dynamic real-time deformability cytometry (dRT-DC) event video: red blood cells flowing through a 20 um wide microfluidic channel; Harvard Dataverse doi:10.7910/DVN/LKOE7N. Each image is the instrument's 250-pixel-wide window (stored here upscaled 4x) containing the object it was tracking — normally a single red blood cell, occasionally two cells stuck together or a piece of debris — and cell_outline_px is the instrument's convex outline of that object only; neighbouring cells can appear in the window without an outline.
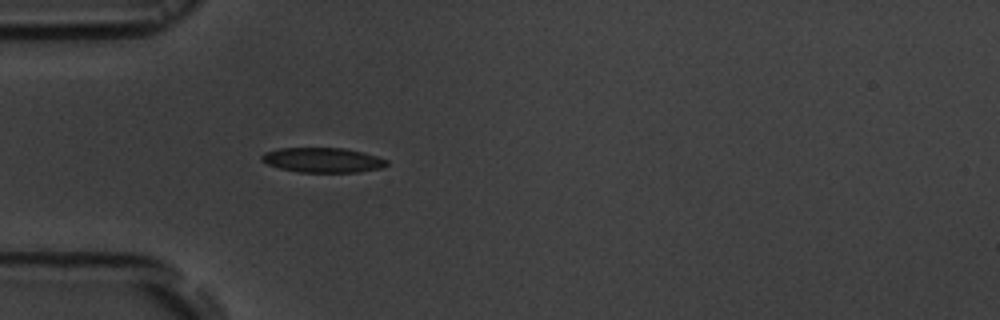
{"species": "common noctule bat (a hibernating species)", "species_latin": "Nyctalus noctula", "temperature_condition": "room temperature", "stored_images_in_passage": 40, "camera_frame_rate_fps": 3000, "um_per_image_px": 0.085, "animal": {"sex": "male", "body_mass_g": 19.5, "forearm_length_mm": 54.6}, "frame": {"image": 1, "passage_image": 1, "time_ms": 0.0, "image_size_px": [1000, 320], "cell_outline_px": [[388, 164], [380, 168], [356, 172], [300, 172], [280, 168], [268, 164], [260, 160], [260, 156], [264, 152], [276, 148], [344, 148], [376, 156], [388, 160]], "centroid_in_image_um": [27.38, 13.6], "position_along_channel_um": 57.6, "area_um2": 17.98}}
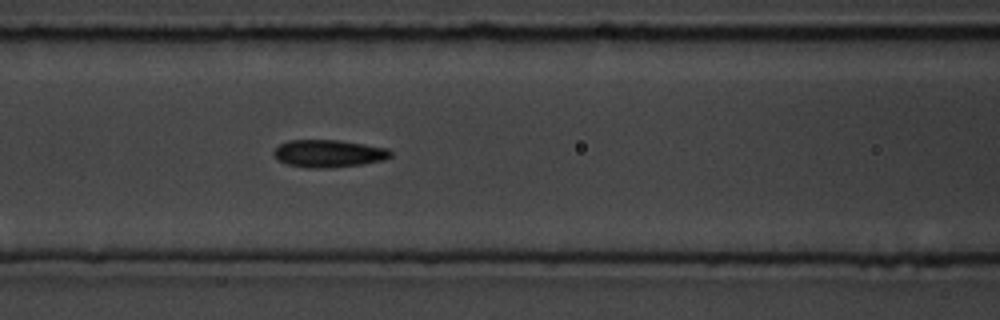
{"frame": {"image": 2, "passage_image": 8, "time_ms": 2.333, "image_size_px": [1000, 320], "cell_outline_px": [[392, 156], [384, 160], [360, 164], [332, 168], [308, 168], [288, 164], [280, 160], [272, 152], [280, 144], [288, 140], [340, 140], [388, 148], [392, 152]], "centroid_in_image_um": [27.96, 13.04], "position_along_channel_um": 138.6, "area_um2": 18.67}}
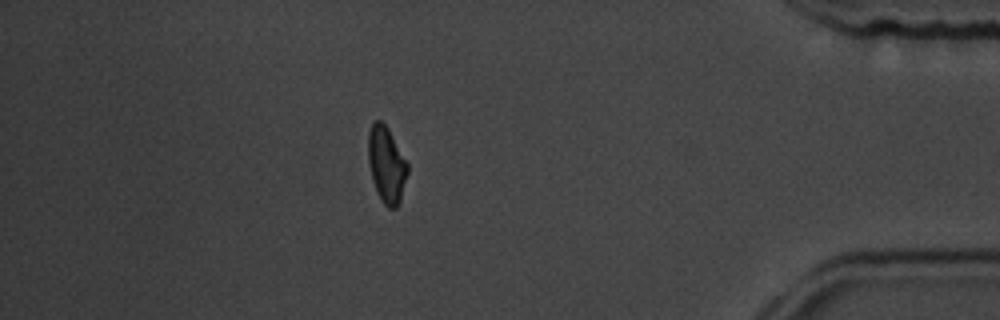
{"frame": {"image": 3, "passage_image": 33, "time_ms": 10.667, "image_size_px": [1000, 320], "cell_outline_px": [[408, 172], [400, 200], [396, 208], [388, 208], [380, 200], [376, 192], [372, 180], [368, 160], [368, 132], [372, 120], [380, 120], [388, 128], [408, 164]], "centroid_in_image_um": [32.83, 13.99], "position_along_channel_um": 402.4, "area_um2": 17.57}, "authors_computed_cell_mechanics": {"area_um2": 18.3226, "velocity_mm_per_s": 3.669, "shape_relaxation_time_tau1_ms": 4.29, "shape_relaxation_time_tau2_ms": 2.1016, "deformation_change_tau1": 0.1196, "deformation_change_tau2": 0.0855}}